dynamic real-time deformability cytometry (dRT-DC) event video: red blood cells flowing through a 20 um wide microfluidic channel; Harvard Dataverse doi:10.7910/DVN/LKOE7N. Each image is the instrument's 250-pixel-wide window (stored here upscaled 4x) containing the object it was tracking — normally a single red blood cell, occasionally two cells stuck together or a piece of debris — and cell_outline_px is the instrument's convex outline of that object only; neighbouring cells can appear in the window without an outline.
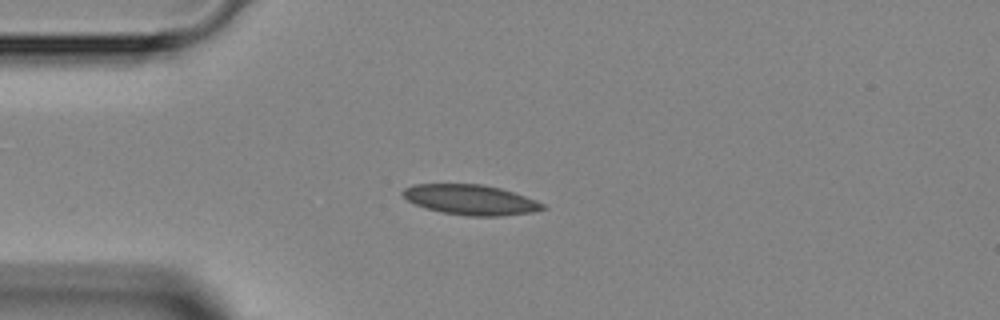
{"species": "Egyptian fruit bat (a non-hibernating species)", "species_latin": "Rousettus aegyptiacus", "temperature_condition": "room temperature", "stored_images_in_passage": 4, "camera_frame_rate_fps": 3000, "um_per_image_px": 0.085, "animal": {"sex": "female"}, "frame": {"image": 1, "passage_image": 3, "time_ms": 2.333, "image_size_px": [1000, 320], "cell_outline_px": [[548, 208], [532, 212], [500, 216], [468, 216], [440, 212], [416, 204], [408, 200], [400, 192], [404, 188], [412, 184], [484, 184], [500, 188], [536, 200], [544, 204]], "centroid_in_image_um": [40.0, 16.98], "position_along_channel_um": 45.0, "area_um2": 24.51}}